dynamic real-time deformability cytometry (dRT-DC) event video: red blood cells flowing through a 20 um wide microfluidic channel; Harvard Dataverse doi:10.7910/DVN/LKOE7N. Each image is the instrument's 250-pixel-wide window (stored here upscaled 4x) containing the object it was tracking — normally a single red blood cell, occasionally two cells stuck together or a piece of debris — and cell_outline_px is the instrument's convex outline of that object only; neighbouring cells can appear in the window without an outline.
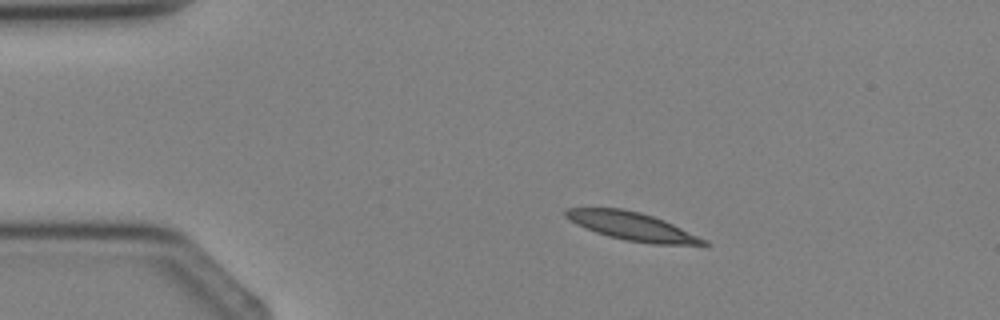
{"species": "Egyptian fruit bat (a non-hibernating species)", "species_latin": "Rousettus aegyptiacus", "temperature_condition": "cold", "stored_images_in_passage": 2, "camera_frame_rate_fps": 3000, "um_per_image_px": 0.085, "animal": {"sex": "female"}, "frame": {"image": 1, "passage_image": 1, "time_ms": 0.0, "image_size_px": [1000, 320], "cell_outline_px": [[712, 244], [652, 244], [624, 240], [608, 236], [596, 232], [576, 224], [564, 216], [564, 212], [568, 208], [620, 208], [640, 212], [664, 220], [708, 240]], "centroid_in_image_um": [53.73, 19.23], "position_along_channel_um": 31.3, "area_um2": 22.43}}